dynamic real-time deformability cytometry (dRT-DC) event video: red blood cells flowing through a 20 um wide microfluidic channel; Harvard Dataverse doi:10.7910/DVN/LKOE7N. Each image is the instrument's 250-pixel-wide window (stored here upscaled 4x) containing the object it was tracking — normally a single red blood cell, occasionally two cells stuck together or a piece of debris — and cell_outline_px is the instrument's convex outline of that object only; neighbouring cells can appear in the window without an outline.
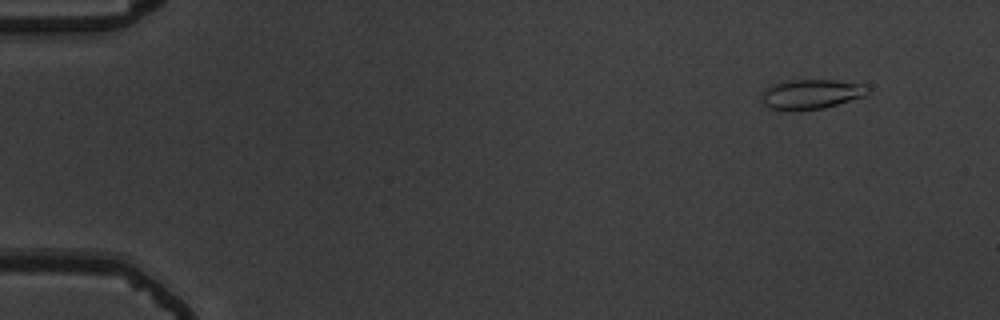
{"species": "common noctule bat (a hibernating species)", "species_latin": "Nyctalus noctula", "temperature_condition": "warm", "stored_images_in_passage": 51, "camera_frame_rate_fps": 3000, "um_per_image_px": 0.085, "animal": {"sex": "male", "body_mass_g": 19.5, "forearm_length_mm": 54.6}, "frame": {"image": 1, "passage_image": 1, "time_ms": 0.0, "image_size_px": [1000, 320], "cell_outline_px": [[868, 92], [864, 96], [836, 104], [820, 108], [796, 112], [788, 112], [768, 108], [764, 104], [764, 92], [768, 88], [776, 84], [788, 80], [832, 80], [864, 84], [868, 88]], "centroid_in_image_um": [68.94, 8.03], "position_along_channel_um": 16.1, "area_um2": 18.15}}
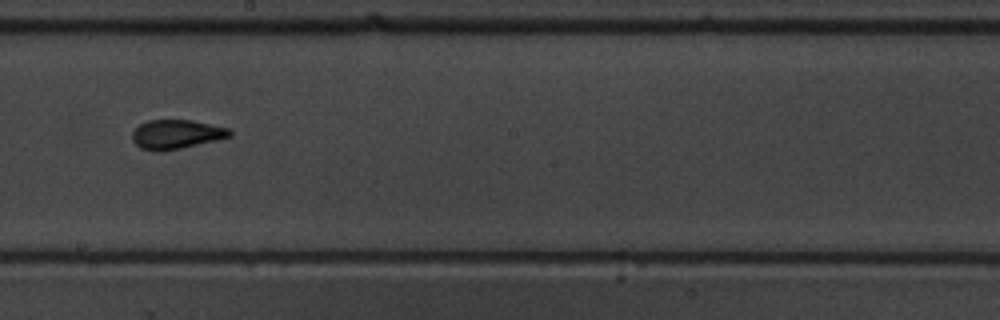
{"frame": {"image": 2, "passage_image": 28, "time_ms": 9.0, "image_size_px": [1000, 320], "cell_outline_px": [[232, 136], [216, 140], [180, 148], [156, 152], [152, 152], [140, 148], [132, 140], [132, 132], [140, 124], [148, 120], [192, 120], [228, 128], [232, 132]], "centroid_in_image_um": [14.96, 11.42], "position_along_channel_um": 233.2, "area_um2": 16.53}}
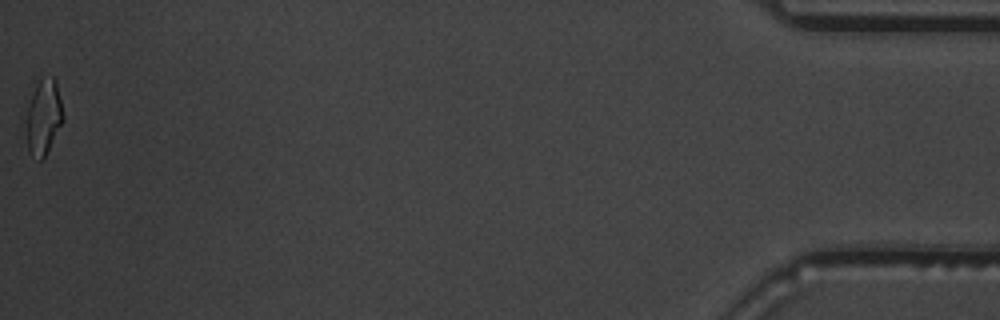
{"frame": {"image": 3, "passage_image": 51, "time_ms": 16.667, "image_size_px": [1000, 320], "cell_outline_px": [[64, 120], [44, 156], [40, 160], [28, 152], [28, 108], [36, 84], [40, 80], [52, 76], [56, 80], [64, 116]], "centroid_in_image_um": [3.75, 9.93], "position_along_channel_um": 431.5, "area_um2": 15.43}, "authors_computed_cell_mechanics": {"area_um2": 16.6464, "velocity_mm_per_s": 3.7681, "shape_relaxation_time_tau1_ms": 6.4952, "shape_relaxation_time_tau2_ms": 1.3353, "deformation_change_tau1": 0.1866, "deformation_change_tau2": 0.0854}}